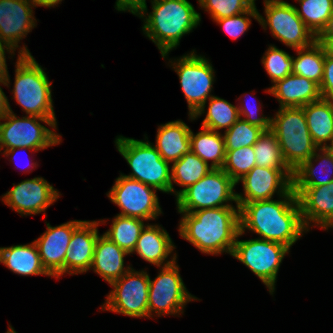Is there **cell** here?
<instances>
[{
	"label": "cell",
	"instance_id": "6da1fadb",
	"mask_svg": "<svg viewBox=\"0 0 333 333\" xmlns=\"http://www.w3.org/2000/svg\"><path fill=\"white\" fill-rule=\"evenodd\" d=\"M283 200H259L236 203L240 208V230H251L260 239L279 242L291 247L304 232L305 228L297 196L291 188Z\"/></svg>",
	"mask_w": 333,
	"mask_h": 333
},
{
	"label": "cell",
	"instance_id": "7a4b0ae2",
	"mask_svg": "<svg viewBox=\"0 0 333 333\" xmlns=\"http://www.w3.org/2000/svg\"><path fill=\"white\" fill-rule=\"evenodd\" d=\"M237 208V209H236ZM218 207L182 213L180 236L202 253L232 254L240 231V208Z\"/></svg>",
	"mask_w": 333,
	"mask_h": 333
},
{
	"label": "cell",
	"instance_id": "3957f363",
	"mask_svg": "<svg viewBox=\"0 0 333 333\" xmlns=\"http://www.w3.org/2000/svg\"><path fill=\"white\" fill-rule=\"evenodd\" d=\"M151 3L153 11L147 16L139 15L144 20L142 30L158 47L162 58H167L183 35L200 24L201 15L187 0H151Z\"/></svg>",
	"mask_w": 333,
	"mask_h": 333
},
{
	"label": "cell",
	"instance_id": "277c9868",
	"mask_svg": "<svg viewBox=\"0 0 333 333\" xmlns=\"http://www.w3.org/2000/svg\"><path fill=\"white\" fill-rule=\"evenodd\" d=\"M12 93L28 116L56 118L53 109L51 82L35 61L27 46L20 48Z\"/></svg>",
	"mask_w": 333,
	"mask_h": 333
},
{
	"label": "cell",
	"instance_id": "5b68a950",
	"mask_svg": "<svg viewBox=\"0 0 333 333\" xmlns=\"http://www.w3.org/2000/svg\"><path fill=\"white\" fill-rule=\"evenodd\" d=\"M115 145L132 170L130 175L124 176L138 180L164 193H175V196H178V191L174 189L171 182L169 162L161 157L148 138L145 142L118 136Z\"/></svg>",
	"mask_w": 333,
	"mask_h": 333
},
{
	"label": "cell",
	"instance_id": "8992f818",
	"mask_svg": "<svg viewBox=\"0 0 333 333\" xmlns=\"http://www.w3.org/2000/svg\"><path fill=\"white\" fill-rule=\"evenodd\" d=\"M270 130L275 134L286 165L294 171L318 149L308 129L303 107H283L271 117Z\"/></svg>",
	"mask_w": 333,
	"mask_h": 333
},
{
	"label": "cell",
	"instance_id": "52a82bcc",
	"mask_svg": "<svg viewBox=\"0 0 333 333\" xmlns=\"http://www.w3.org/2000/svg\"><path fill=\"white\" fill-rule=\"evenodd\" d=\"M1 120L5 122H0V150L29 148L39 151L61 142L59 134L38 122H44L56 130V118L28 115L18 118L11 109L4 117L0 118Z\"/></svg>",
	"mask_w": 333,
	"mask_h": 333
},
{
	"label": "cell",
	"instance_id": "ba28073f",
	"mask_svg": "<svg viewBox=\"0 0 333 333\" xmlns=\"http://www.w3.org/2000/svg\"><path fill=\"white\" fill-rule=\"evenodd\" d=\"M171 62L178 74L180 85L188 103L189 118L195 120L205 113L207 99H210L214 82V69L209 60L197 55L194 50Z\"/></svg>",
	"mask_w": 333,
	"mask_h": 333
},
{
	"label": "cell",
	"instance_id": "9c48e42d",
	"mask_svg": "<svg viewBox=\"0 0 333 333\" xmlns=\"http://www.w3.org/2000/svg\"><path fill=\"white\" fill-rule=\"evenodd\" d=\"M236 184L223 169H212L176 197L178 212L191 213L200 209L234 207L228 202H237L234 192Z\"/></svg>",
	"mask_w": 333,
	"mask_h": 333
},
{
	"label": "cell",
	"instance_id": "30bf717a",
	"mask_svg": "<svg viewBox=\"0 0 333 333\" xmlns=\"http://www.w3.org/2000/svg\"><path fill=\"white\" fill-rule=\"evenodd\" d=\"M243 235L240 230L231 256L247 266L266 285L269 293L275 291L278 270L290 248L275 241L260 238L238 240Z\"/></svg>",
	"mask_w": 333,
	"mask_h": 333
},
{
	"label": "cell",
	"instance_id": "8fae6325",
	"mask_svg": "<svg viewBox=\"0 0 333 333\" xmlns=\"http://www.w3.org/2000/svg\"><path fill=\"white\" fill-rule=\"evenodd\" d=\"M266 19L259 13L258 22L286 46L303 49L311 46L316 37L298 16L295 6L283 0H264Z\"/></svg>",
	"mask_w": 333,
	"mask_h": 333
},
{
	"label": "cell",
	"instance_id": "7c38bea8",
	"mask_svg": "<svg viewBox=\"0 0 333 333\" xmlns=\"http://www.w3.org/2000/svg\"><path fill=\"white\" fill-rule=\"evenodd\" d=\"M110 285L114 288L107 296L102 310L130 317H149V275L132 267Z\"/></svg>",
	"mask_w": 333,
	"mask_h": 333
},
{
	"label": "cell",
	"instance_id": "4fadbf2b",
	"mask_svg": "<svg viewBox=\"0 0 333 333\" xmlns=\"http://www.w3.org/2000/svg\"><path fill=\"white\" fill-rule=\"evenodd\" d=\"M173 264L161 267L160 273L152 281L149 276L148 311L149 318L152 312L161 315H175L183 313L187 302L196 300L191 295L179 274V266Z\"/></svg>",
	"mask_w": 333,
	"mask_h": 333
},
{
	"label": "cell",
	"instance_id": "5bb4252c",
	"mask_svg": "<svg viewBox=\"0 0 333 333\" xmlns=\"http://www.w3.org/2000/svg\"><path fill=\"white\" fill-rule=\"evenodd\" d=\"M156 189L120 174L106 195L121 208L119 215L154 220L162 213Z\"/></svg>",
	"mask_w": 333,
	"mask_h": 333
},
{
	"label": "cell",
	"instance_id": "9a60e30c",
	"mask_svg": "<svg viewBox=\"0 0 333 333\" xmlns=\"http://www.w3.org/2000/svg\"><path fill=\"white\" fill-rule=\"evenodd\" d=\"M293 171L291 169H272L255 166L237 183L242 182L243 194L236 193V203H248L273 199L277 193L284 196L292 188Z\"/></svg>",
	"mask_w": 333,
	"mask_h": 333
},
{
	"label": "cell",
	"instance_id": "2e32d148",
	"mask_svg": "<svg viewBox=\"0 0 333 333\" xmlns=\"http://www.w3.org/2000/svg\"><path fill=\"white\" fill-rule=\"evenodd\" d=\"M13 186L2 196V202L22 216L45 213L60 197L58 190L42 177L27 179Z\"/></svg>",
	"mask_w": 333,
	"mask_h": 333
},
{
	"label": "cell",
	"instance_id": "e0dca14e",
	"mask_svg": "<svg viewBox=\"0 0 333 333\" xmlns=\"http://www.w3.org/2000/svg\"><path fill=\"white\" fill-rule=\"evenodd\" d=\"M82 222L81 220H72L56 227L46 223L47 230L34 240L42 264L51 276L58 279L65 274V255L68 252L70 239L73 231Z\"/></svg>",
	"mask_w": 333,
	"mask_h": 333
},
{
	"label": "cell",
	"instance_id": "ac0fdd59",
	"mask_svg": "<svg viewBox=\"0 0 333 333\" xmlns=\"http://www.w3.org/2000/svg\"><path fill=\"white\" fill-rule=\"evenodd\" d=\"M300 206L301 218L309 231L310 223L321 229L333 228V181L316 187H292Z\"/></svg>",
	"mask_w": 333,
	"mask_h": 333
},
{
	"label": "cell",
	"instance_id": "d6986e66",
	"mask_svg": "<svg viewBox=\"0 0 333 333\" xmlns=\"http://www.w3.org/2000/svg\"><path fill=\"white\" fill-rule=\"evenodd\" d=\"M31 0H0V40L13 49L36 26Z\"/></svg>",
	"mask_w": 333,
	"mask_h": 333
},
{
	"label": "cell",
	"instance_id": "ffe728a7",
	"mask_svg": "<svg viewBox=\"0 0 333 333\" xmlns=\"http://www.w3.org/2000/svg\"><path fill=\"white\" fill-rule=\"evenodd\" d=\"M100 222L105 223L104 220H85L73 231L65 255V273L74 275L91 269L95 244L99 236L97 227Z\"/></svg>",
	"mask_w": 333,
	"mask_h": 333
},
{
	"label": "cell",
	"instance_id": "44dd1931",
	"mask_svg": "<svg viewBox=\"0 0 333 333\" xmlns=\"http://www.w3.org/2000/svg\"><path fill=\"white\" fill-rule=\"evenodd\" d=\"M267 92L277 98L280 108L304 107L322 98L317 83L293 73L276 81Z\"/></svg>",
	"mask_w": 333,
	"mask_h": 333
},
{
	"label": "cell",
	"instance_id": "7402d4cb",
	"mask_svg": "<svg viewBox=\"0 0 333 333\" xmlns=\"http://www.w3.org/2000/svg\"><path fill=\"white\" fill-rule=\"evenodd\" d=\"M174 249L172 239L163 227L161 228L158 224H147L132 253L136 252L142 259L160 268L161 265L162 267L168 266L176 261V254L172 256L170 261L166 260Z\"/></svg>",
	"mask_w": 333,
	"mask_h": 333
},
{
	"label": "cell",
	"instance_id": "603a6c76",
	"mask_svg": "<svg viewBox=\"0 0 333 333\" xmlns=\"http://www.w3.org/2000/svg\"><path fill=\"white\" fill-rule=\"evenodd\" d=\"M128 254L104 234L98 236L91 269L110 284L131 268H124V257Z\"/></svg>",
	"mask_w": 333,
	"mask_h": 333
},
{
	"label": "cell",
	"instance_id": "cb8c5ba5",
	"mask_svg": "<svg viewBox=\"0 0 333 333\" xmlns=\"http://www.w3.org/2000/svg\"><path fill=\"white\" fill-rule=\"evenodd\" d=\"M190 131L181 120L165 123L157 129L154 147L165 161L176 162L191 150Z\"/></svg>",
	"mask_w": 333,
	"mask_h": 333
},
{
	"label": "cell",
	"instance_id": "d4e9b609",
	"mask_svg": "<svg viewBox=\"0 0 333 333\" xmlns=\"http://www.w3.org/2000/svg\"><path fill=\"white\" fill-rule=\"evenodd\" d=\"M0 263L19 275L51 276L42 264L36 243L0 247Z\"/></svg>",
	"mask_w": 333,
	"mask_h": 333
},
{
	"label": "cell",
	"instance_id": "484cf974",
	"mask_svg": "<svg viewBox=\"0 0 333 333\" xmlns=\"http://www.w3.org/2000/svg\"><path fill=\"white\" fill-rule=\"evenodd\" d=\"M309 132L318 148L333 138V101L319 99L303 107Z\"/></svg>",
	"mask_w": 333,
	"mask_h": 333
},
{
	"label": "cell",
	"instance_id": "4316f807",
	"mask_svg": "<svg viewBox=\"0 0 333 333\" xmlns=\"http://www.w3.org/2000/svg\"><path fill=\"white\" fill-rule=\"evenodd\" d=\"M201 131L194 134L190 131L191 151L209 164L212 169H222L225 161V139L219 132L201 127Z\"/></svg>",
	"mask_w": 333,
	"mask_h": 333
},
{
	"label": "cell",
	"instance_id": "83f0119b",
	"mask_svg": "<svg viewBox=\"0 0 333 333\" xmlns=\"http://www.w3.org/2000/svg\"><path fill=\"white\" fill-rule=\"evenodd\" d=\"M317 151H321L320 154ZM316 159V160H315ZM319 161L321 173L327 175L324 179H317L313 162ZM333 155L325 148H318L314 154L293 171L292 187H316L333 181ZM316 171V172H315ZM320 173V175H321ZM332 174V175H331Z\"/></svg>",
	"mask_w": 333,
	"mask_h": 333
},
{
	"label": "cell",
	"instance_id": "f1b7e54d",
	"mask_svg": "<svg viewBox=\"0 0 333 333\" xmlns=\"http://www.w3.org/2000/svg\"><path fill=\"white\" fill-rule=\"evenodd\" d=\"M298 54L293 57L292 73L320 83L323 78L326 47L316 41L309 47L295 50Z\"/></svg>",
	"mask_w": 333,
	"mask_h": 333
},
{
	"label": "cell",
	"instance_id": "f546056e",
	"mask_svg": "<svg viewBox=\"0 0 333 333\" xmlns=\"http://www.w3.org/2000/svg\"><path fill=\"white\" fill-rule=\"evenodd\" d=\"M171 165V182L184 188L178 190V195L188 186L195 184L212 170L211 166L204 162L191 150Z\"/></svg>",
	"mask_w": 333,
	"mask_h": 333
},
{
	"label": "cell",
	"instance_id": "4dcf8cb0",
	"mask_svg": "<svg viewBox=\"0 0 333 333\" xmlns=\"http://www.w3.org/2000/svg\"><path fill=\"white\" fill-rule=\"evenodd\" d=\"M144 228L142 219L117 214L112 220L110 229L104 235L120 248L132 254Z\"/></svg>",
	"mask_w": 333,
	"mask_h": 333
},
{
	"label": "cell",
	"instance_id": "1f68e13d",
	"mask_svg": "<svg viewBox=\"0 0 333 333\" xmlns=\"http://www.w3.org/2000/svg\"><path fill=\"white\" fill-rule=\"evenodd\" d=\"M301 9L295 6L298 16L316 37L324 28L333 13V0H296Z\"/></svg>",
	"mask_w": 333,
	"mask_h": 333
},
{
	"label": "cell",
	"instance_id": "d6a6232c",
	"mask_svg": "<svg viewBox=\"0 0 333 333\" xmlns=\"http://www.w3.org/2000/svg\"><path fill=\"white\" fill-rule=\"evenodd\" d=\"M208 101L207 114L201 127L216 132L226 128L227 131L239 119L238 105L236 107L217 96H212Z\"/></svg>",
	"mask_w": 333,
	"mask_h": 333
},
{
	"label": "cell",
	"instance_id": "836d02e7",
	"mask_svg": "<svg viewBox=\"0 0 333 333\" xmlns=\"http://www.w3.org/2000/svg\"><path fill=\"white\" fill-rule=\"evenodd\" d=\"M256 166L272 169H290L283 158L281 148L275 134L264 131L253 145Z\"/></svg>",
	"mask_w": 333,
	"mask_h": 333
},
{
	"label": "cell",
	"instance_id": "e575fe53",
	"mask_svg": "<svg viewBox=\"0 0 333 333\" xmlns=\"http://www.w3.org/2000/svg\"><path fill=\"white\" fill-rule=\"evenodd\" d=\"M256 166L253 146L241 147L236 150H226L222 169L236 183Z\"/></svg>",
	"mask_w": 333,
	"mask_h": 333
},
{
	"label": "cell",
	"instance_id": "d590c367",
	"mask_svg": "<svg viewBox=\"0 0 333 333\" xmlns=\"http://www.w3.org/2000/svg\"><path fill=\"white\" fill-rule=\"evenodd\" d=\"M265 130L249 124L239 118L225 131V150H236L241 147L253 146Z\"/></svg>",
	"mask_w": 333,
	"mask_h": 333
},
{
	"label": "cell",
	"instance_id": "8d00e7d4",
	"mask_svg": "<svg viewBox=\"0 0 333 333\" xmlns=\"http://www.w3.org/2000/svg\"><path fill=\"white\" fill-rule=\"evenodd\" d=\"M262 64L272 83H275L292 73L293 56L276 46L270 45L262 58Z\"/></svg>",
	"mask_w": 333,
	"mask_h": 333
},
{
	"label": "cell",
	"instance_id": "74e56055",
	"mask_svg": "<svg viewBox=\"0 0 333 333\" xmlns=\"http://www.w3.org/2000/svg\"><path fill=\"white\" fill-rule=\"evenodd\" d=\"M256 0H198L201 8L210 13L213 20L232 17L248 11Z\"/></svg>",
	"mask_w": 333,
	"mask_h": 333
},
{
	"label": "cell",
	"instance_id": "f35d334b",
	"mask_svg": "<svg viewBox=\"0 0 333 333\" xmlns=\"http://www.w3.org/2000/svg\"><path fill=\"white\" fill-rule=\"evenodd\" d=\"M253 17L258 21L259 12L256 8V5L251 7L248 11L232 16L221 18L219 20H214L223 27V30L232 37V39H237L239 36L243 35L249 28L251 20L249 17Z\"/></svg>",
	"mask_w": 333,
	"mask_h": 333
},
{
	"label": "cell",
	"instance_id": "ab89813d",
	"mask_svg": "<svg viewBox=\"0 0 333 333\" xmlns=\"http://www.w3.org/2000/svg\"><path fill=\"white\" fill-rule=\"evenodd\" d=\"M323 99L333 101V49L326 48L323 78L320 83Z\"/></svg>",
	"mask_w": 333,
	"mask_h": 333
},
{
	"label": "cell",
	"instance_id": "60d3db41",
	"mask_svg": "<svg viewBox=\"0 0 333 333\" xmlns=\"http://www.w3.org/2000/svg\"><path fill=\"white\" fill-rule=\"evenodd\" d=\"M249 105L250 104L248 103H245L244 105L242 103L241 106L238 107L239 118L244 116L242 119L247 121L249 124L263 128L265 131L270 130L271 118L265 117L264 115H260V117H257L256 114L259 111V106L254 105L255 107H250Z\"/></svg>",
	"mask_w": 333,
	"mask_h": 333
},
{
	"label": "cell",
	"instance_id": "b9f144b4",
	"mask_svg": "<svg viewBox=\"0 0 333 333\" xmlns=\"http://www.w3.org/2000/svg\"><path fill=\"white\" fill-rule=\"evenodd\" d=\"M115 8L118 11H128L136 16L148 13L146 0H116Z\"/></svg>",
	"mask_w": 333,
	"mask_h": 333
},
{
	"label": "cell",
	"instance_id": "7bdbcfd3",
	"mask_svg": "<svg viewBox=\"0 0 333 333\" xmlns=\"http://www.w3.org/2000/svg\"><path fill=\"white\" fill-rule=\"evenodd\" d=\"M316 42L326 48H333V13L324 28L316 36Z\"/></svg>",
	"mask_w": 333,
	"mask_h": 333
},
{
	"label": "cell",
	"instance_id": "ee69618b",
	"mask_svg": "<svg viewBox=\"0 0 333 333\" xmlns=\"http://www.w3.org/2000/svg\"><path fill=\"white\" fill-rule=\"evenodd\" d=\"M5 50H7V52L11 55L12 53L14 54L15 51V49H13L9 44L0 40V80H6V78L9 76L7 71L8 68L6 65Z\"/></svg>",
	"mask_w": 333,
	"mask_h": 333
},
{
	"label": "cell",
	"instance_id": "f6af8a7d",
	"mask_svg": "<svg viewBox=\"0 0 333 333\" xmlns=\"http://www.w3.org/2000/svg\"><path fill=\"white\" fill-rule=\"evenodd\" d=\"M10 77L8 76L6 78V80H0V83L9 87V83H10ZM11 110V107H10V104L8 102V99L5 95V93L3 92L1 86H0V118L1 117H4L8 112H10Z\"/></svg>",
	"mask_w": 333,
	"mask_h": 333
},
{
	"label": "cell",
	"instance_id": "bcb514c9",
	"mask_svg": "<svg viewBox=\"0 0 333 333\" xmlns=\"http://www.w3.org/2000/svg\"><path fill=\"white\" fill-rule=\"evenodd\" d=\"M34 4V6H45V7H54L57 6L59 3L62 2V0H31Z\"/></svg>",
	"mask_w": 333,
	"mask_h": 333
},
{
	"label": "cell",
	"instance_id": "7dc6e473",
	"mask_svg": "<svg viewBox=\"0 0 333 333\" xmlns=\"http://www.w3.org/2000/svg\"><path fill=\"white\" fill-rule=\"evenodd\" d=\"M23 149H28V150H32V151H35L36 150H33V149H29V148H13V149H9V150H4V155L5 156H12L11 159L13 160L15 158V153L17 152V150H23ZM29 166V165H28Z\"/></svg>",
	"mask_w": 333,
	"mask_h": 333
},
{
	"label": "cell",
	"instance_id": "c3c4849f",
	"mask_svg": "<svg viewBox=\"0 0 333 333\" xmlns=\"http://www.w3.org/2000/svg\"><path fill=\"white\" fill-rule=\"evenodd\" d=\"M333 155V138L330 141V144L325 147Z\"/></svg>",
	"mask_w": 333,
	"mask_h": 333
},
{
	"label": "cell",
	"instance_id": "681fc988",
	"mask_svg": "<svg viewBox=\"0 0 333 333\" xmlns=\"http://www.w3.org/2000/svg\"><path fill=\"white\" fill-rule=\"evenodd\" d=\"M6 333H17L12 326H9V329Z\"/></svg>",
	"mask_w": 333,
	"mask_h": 333
}]
</instances>
